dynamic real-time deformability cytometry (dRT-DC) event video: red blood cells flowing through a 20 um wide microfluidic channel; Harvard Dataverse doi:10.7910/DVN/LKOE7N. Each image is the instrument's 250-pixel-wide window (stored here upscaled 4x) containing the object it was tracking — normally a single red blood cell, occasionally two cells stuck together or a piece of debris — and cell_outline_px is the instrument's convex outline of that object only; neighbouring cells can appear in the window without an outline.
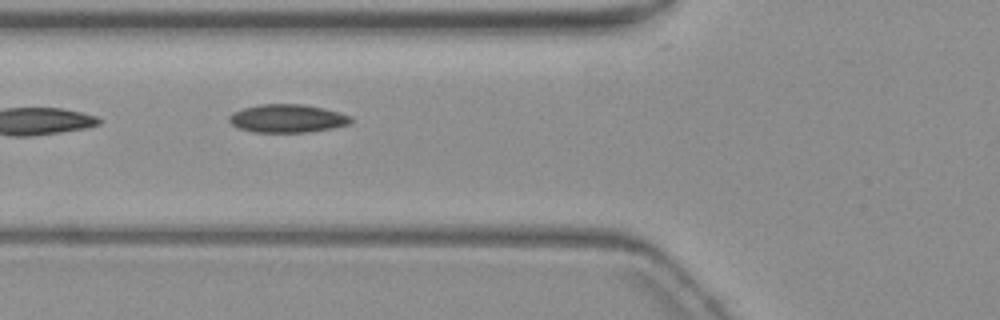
{"species": "common noctule bat (a hibernating species)", "species_latin": "Nyctalus noctula", "temperature_condition": "warm", "stored_images_in_passage": 5, "camera_frame_rate_fps": 3000, "um_per_image_px": 0.085, "animal": {"sex": "female", "body_mass_g": 19.3, "forearm_length_mm": 54.1}, "frame": {"image": 1, "passage_image": 2, "time_ms": 1.0, "image_size_px": [1000, 320], "cell_outline_px": [[352, 124], [332, 128], [308, 132], [252, 132], [240, 128], [232, 124], [228, 120], [228, 116], [232, 112], [244, 108], [260, 104], [304, 104], [324, 108], [352, 116]], "centroid_in_image_um": [24.44, 10.06], "position_along_channel_um": 101.4, "area_um2": 20.11}}
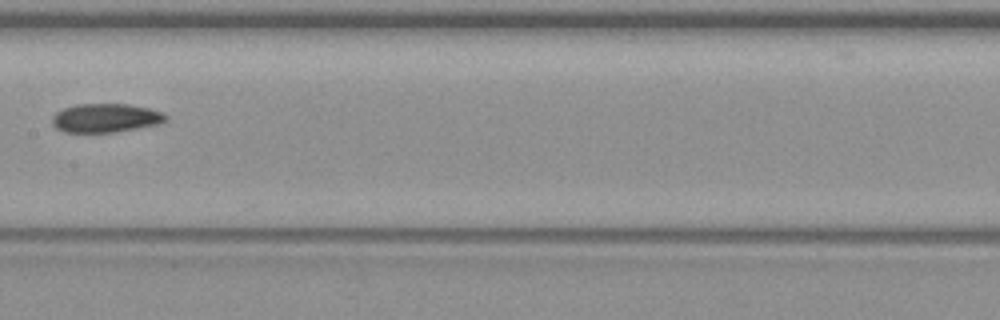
{"frame": {"image": 2, "passage_image": 4, "time_ms": 3.667, "image_size_px": [1000, 320], "cell_outline_px": [[168, 116], [160, 124], [112, 132], [64, 132], [56, 128], [52, 124], [52, 116], [56, 112], [64, 108], [76, 104], [128, 104], [148, 108], [160, 112]], "centroid_in_image_um": [8.94, 10.02], "position_along_channel_um": 198.5, "area_um2": 18.9}}
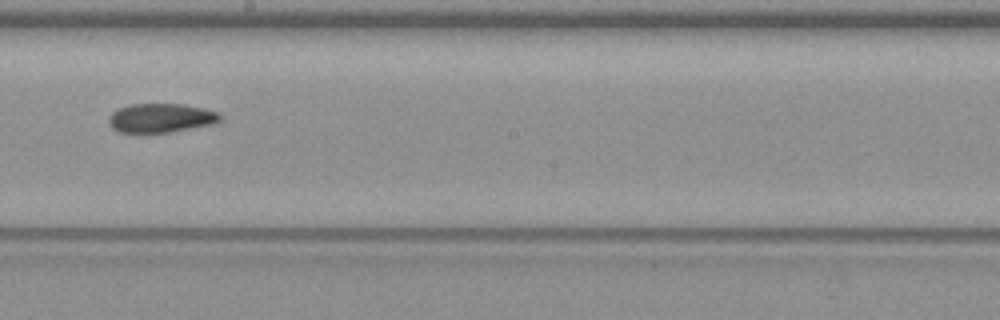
{"frame": {"image": 3, "passage_image": 5, "time_ms": 4.667, "image_size_px": [1000, 320], "cell_outline_px": [[220, 120], [212, 124], [168, 132], [140, 136], [120, 132], [112, 128], [108, 120], [108, 116], [112, 112], [128, 104], [184, 104], [204, 108], [216, 112], [220, 116]], "centroid_in_image_um": [13.58, 10.06], "position_along_channel_um": 234.6, "area_um2": 19.31}}